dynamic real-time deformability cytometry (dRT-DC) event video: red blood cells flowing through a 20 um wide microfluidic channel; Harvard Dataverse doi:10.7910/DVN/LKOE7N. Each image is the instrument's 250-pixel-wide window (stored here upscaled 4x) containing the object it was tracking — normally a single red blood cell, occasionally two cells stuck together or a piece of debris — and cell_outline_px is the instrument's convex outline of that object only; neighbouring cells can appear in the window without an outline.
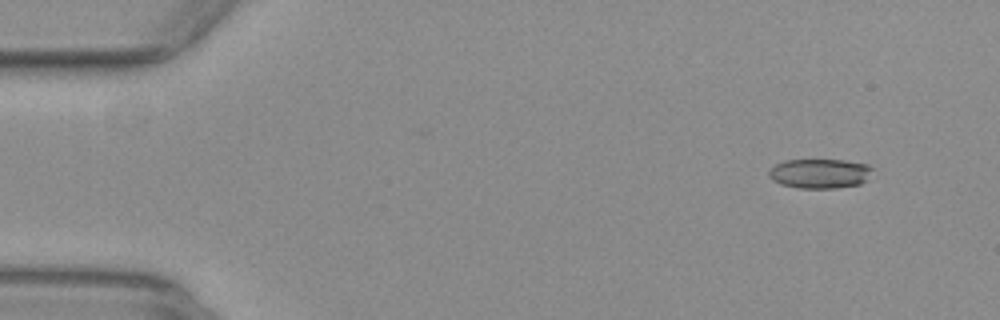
{"species": "common noctule bat (a hibernating species)", "species_latin": "Nyctalus noctula", "temperature_condition": "warm", "stored_images_in_passage": 54, "camera_frame_rate_fps": 3000, "um_per_image_px": 0.085, "animal": {"sex": "female", "body_mass_g": 29.2, "forearm_length_mm": 56.3}, "frame": {"image": 1, "passage_image": 5, "time_ms": 1.333, "image_size_px": [1000, 320], "cell_outline_px": [[872, 168], [868, 180], [860, 184], [836, 188], [800, 188], [780, 184], [772, 180], [768, 176], [768, 172], [776, 164], [784, 160], [844, 160], [868, 164]], "centroid_in_image_um": [69.69, 14.75], "position_along_channel_um": 15.3, "area_um2": 17.92}}
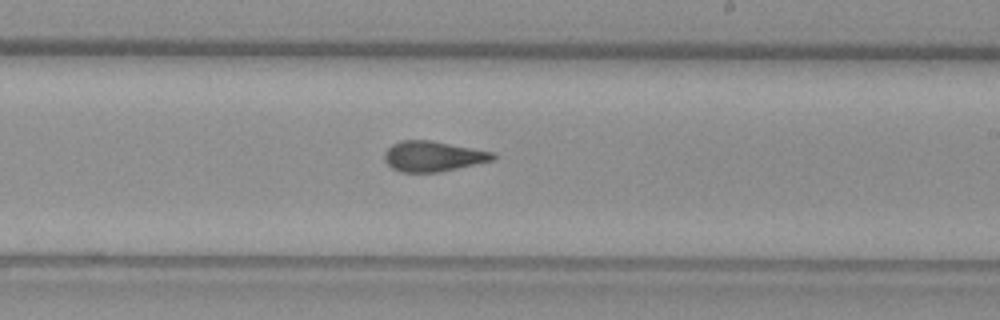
{"frame": {"image": 2, "passage_image": 32, "time_ms": 10.333, "image_size_px": [1000, 320], "cell_outline_px": [[496, 160], [440, 172], [400, 172], [392, 168], [384, 160], [384, 152], [392, 144], [400, 140], [432, 140], [496, 152]], "centroid_in_image_um": [36.84, 13.28], "position_along_channel_um": 252.2, "area_um2": 19.54}}
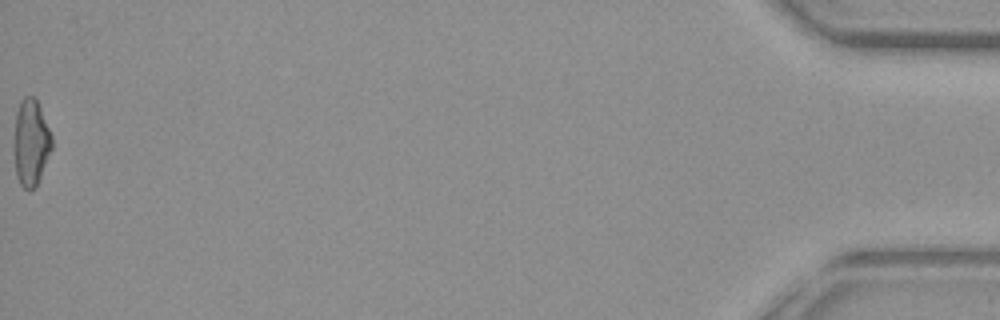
{"frame": {"image": 3, "passage_image": 54, "time_ms": 17.667, "image_size_px": [1000, 320], "cell_outline_px": [[52, 148], [36, 188], [28, 192], [20, 184], [16, 176], [16, 112], [20, 100], [24, 96], [32, 96], [36, 100], [40, 108], [52, 136]], "centroid_in_image_um": [2.66, 12.15], "position_along_channel_um": 432.5, "area_um2": 18.61}, "authors_computed_cell_mechanics": {"area_um2": 19.2474, "velocity_mm_per_s": 3.9215, "shape_relaxation_time_tau1_ms": null, "shape_relaxation_time_tau2_ms": 2.0087, "deformation_change_tau1": null, "deformation_change_tau2": 0.0907}}